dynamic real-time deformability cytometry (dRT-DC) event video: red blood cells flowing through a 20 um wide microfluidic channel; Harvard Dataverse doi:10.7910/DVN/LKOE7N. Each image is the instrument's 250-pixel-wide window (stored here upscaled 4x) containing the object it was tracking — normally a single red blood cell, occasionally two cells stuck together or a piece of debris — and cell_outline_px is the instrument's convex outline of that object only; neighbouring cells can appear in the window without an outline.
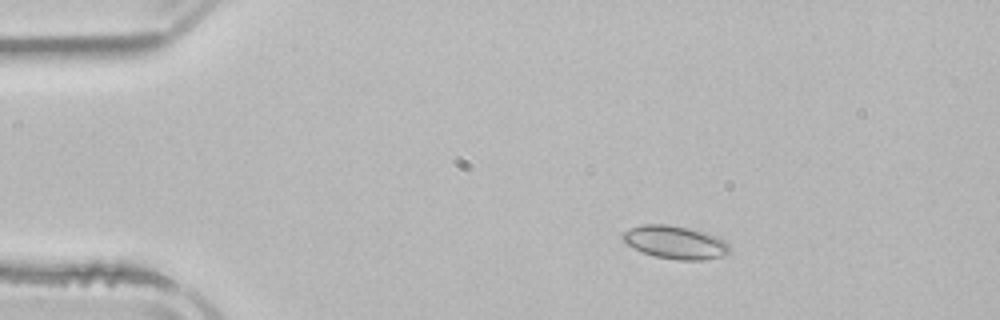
{"species": "common noctule bat (a hibernating species)", "species_latin": "Nyctalus noctula", "temperature_condition": "room temperature", "stored_images_in_passage": 3, "camera_frame_rate_fps": 3000, "um_per_image_px": 0.085, "animal": {"sex": "male", "body_mass_g": 21.5, "forearm_length_mm": 52.0}, "frame": {"image": 1, "passage_image": 2, "time_ms": 1.333, "image_size_px": [1000, 320], "cell_outline_px": [[728, 252], [720, 256], [704, 260], [676, 260], [656, 256], [644, 252], [628, 244], [624, 240], [624, 232], [632, 228], [644, 224], [668, 224], [688, 228], [704, 232], [716, 236], [724, 240], [728, 244]], "centroid_in_image_um": [57.42, 20.59], "position_along_channel_um": 27.6, "area_um2": 20.06}}